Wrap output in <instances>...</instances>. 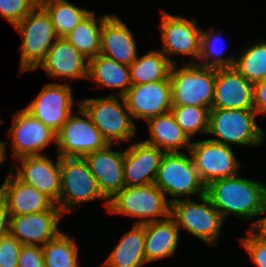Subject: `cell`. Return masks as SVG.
<instances>
[{
  "label": "cell",
  "instance_id": "1",
  "mask_svg": "<svg viewBox=\"0 0 266 267\" xmlns=\"http://www.w3.org/2000/svg\"><path fill=\"white\" fill-rule=\"evenodd\" d=\"M206 195L222 219L230 212L247 219L264 213L266 186L238 178V174L210 182L206 186Z\"/></svg>",
  "mask_w": 266,
  "mask_h": 267
},
{
  "label": "cell",
  "instance_id": "2",
  "mask_svg": "<svg viewBox=\"0 0 266 267\" xmlns=\"http://www.w3.org/2000/svg\"><path fill=\"white\" fill-rule=\"evenodd\" d=\"M170 70L171 104L199 106L211 110L214 98L216 68L188 64L176 71Z\"/></svg>",
  "mask_w": 266,
  "mask_h": 267
},
{
  "label": "cell",
  "instance_id": "3",
  "mask_svg": "<svg viewBox=\"0 0 266 267\" xmlns=\"http://www.w3.org/2000/svg\"><path fill=\"white\" fill-rule=\"evenodd\" d=\"M36 8L39 11L36 13ZM23 36L21 70H35L59 37L46 10L40 5L33 8L14 26ZM54 39L53 42H51Z\"/></svg>",
  "mask_w": 266,
  "mask_h": 267
},
{
  "label": "cell",
  "instance_id": "4",
  "mask_svg": "<svg viewBox=\"0 0 266 267\" xmlns=\"http://www.w3.org/2000/svg\"><path fill=\"white\" fill-rule=\"evenodd\" d=\"M108 212L143 218L137 224L155 222L156 216L171 215V202L153 183L146 186H125L108 201ZM150 217L149 219H144ZM152 217V218H151Z\"/></svg>",
  "mask_w": 266,
  "mask_h": 267
},
{
  "label": "cell",
  "instance_id": "5",
  "mask_svg": "<svg viewBox=\"0 0 266 267\" xmlns=\"http://www.w3.org/2000/svg\"><path fill=\"white\" fill-rule=\"evenodd\" d=\"M255 110L211 109L207 133L217 136L212 141L241 145H257L263 140L264 132L255 122ZM224 140V141H222Z\"/></svg>",
  "mask_w": 266,
  "mask_h": 267
},
{
  "label": "cell",
  "instance_id": "6",
  "mask_svg": "<svg viewBox=\"0 0 266 267\" xmlns=\"http://www.w3.org/2000/svg\"><path fill=\"white\" fill-rule=\"evenodd\" d=\"M119 97L126 111L123 110L115 95L101 99H86L80 104V108L90 117L108 144H111L114 139L116 141L130 139L136 129L124 96Z\"/></svg>",
  "mask_w": 266,
  "mask_h": 267
},
{
  "label": "cell",
  "instance_id": "7",
  "mask_svg": "<svg viewBox=\"0 0 266 267\" xmlns=\"http://www.w3.org/2000/svg\"><path fill=\"white\" fill-rule=\"evenodd\" d=\"M180 152L165 153L154 184L165 194L183 196L197 193L206 194V185L199 177L194 162Z\"/></svg>",
  "mask_w": 266,
  "mask_h": 267
},
{
  "label": "cell",
  "instance_id": "8",
  "mask_svg": "<svg viewBox=\"0 0 266 267\" xmlns=\"http://www.w3.org/2000/svg\"><path fill=\"white\" fill-rule=\"evenodd\" d=\"M60 178L59 208L65 213L76 203L106 199L83 157H60Z\"/></svg>",
  "mask_w": 266,
  "mask_h": 267
},
{
  "label": "cell",
  "instance_id": "9",
  "mask_svg": "<svg viewBox=\"0 0 266 267\" xmlns=\"http://www.w3.org/2000/svg\"><path fill=\"white\" fill-rule=\"evenodd\" d=\"M199 198L204 204L192 202L190 199H171V216L176 217L174 219L178 227L183 226L191 234L213 245L216 244L214 240L218 239L224 220L206 194Z\"/></svg>",
  "mask_w": 266,
  "mask_h": 267
},
{
  "label": "cell",
  "instance_id": "10",
  "mask_svg": "<svg viewBox=\"0 0 266 267\" xmlns=\"http://www.w3.org/2000/svg\"><path fill=\"white\" fill-rule=\"evenodd\" d=\"M79 113L88 119L70 114L56 133L59 157H83L108 145L90 117L81 108Z\"/></svg>",
  "mask_w": 266,
  "mask_h": 267
},
{
  "label": "cell",
  "instance_id": "11",
  "mask_svg": "<svg viewBox=\"0 0 266 267\" xmlns=\"http://www.w3.org/2000/svg\"><path fill=\"white\" fill-rule=\"evenodd\" d=\"M189 150L199 177L206 186L214 180L238 174L240 164L230 145L208 139L192 143Z\"/></svg>",
  "mask_w": 266,
  "mask_h": 267
},
{
  "label": "cell",
  "instance_id": "12",
  "mask_svg": "<svg viewBox=\"0 0 266 267\" xmlns=\"http://www.w3.org/2000/svg\"><path fill=\"white\" fill-rule=\"evenodd\" d=\"M70 88V85L65 84H47L25 109L57 133L72 114L73 99Z\"/></svg>",
  "mask_w": 266,
  "mask_h": 267
},
{
  "label": "cell",
  "instance_id": "13",
  "mask_svg": "<svg viewBox=\"0 0 266 267\" xmlns=\"http://www.w3.org/2000/svg\"><path fill=\"white\" fill-rule=\"evenodd\" d=\"M131 117L149 118L170 112L171 81L161 80L132 85L124 95Z\"/></svg>",
  "mask_w": 266,
  "mask_h": 267
},
{
  "label": "cell",
  "instance_id": "14",
  "mask_svg": "<svg viewBox=\"0 0 266 267\" xmlns=\"http://www.w3.org/2000/svg\"><path fill=\"white\" fill-rule=\"evenodd\" d=\"M108 144L103 149L83 156L91 174L95 177L98 188L108 201L125 187L124 152L112 151Z\"/></svg>",
  "mask_w": 266,
  "mask_h": 267
},
{
  "label": "cell",
  "instance_id": "15",
  "mask_svg": "<svg viewBox=\"0 0 266 267\" xmlns=\"http://www.w3.org/2000/svg\"><path fill=\"white\" fill-rule=\"evenodd\" d=\"M211 109L254 110L253 83L233 67L216 68Z\"/></svg>",
  "mask_w": 266,
  "mask_h": 267
},
{
  "label": "cell",
  "instance_id": "16",
  "mask_svg": "<svg viewBox=\"0 0 266 267\" xmlns=\"http://www.w3.org/2000/svg\"><path fill=\"white\" fill-rule=\"evenodd\" d=\"M59 206L39 213L10 216L9 233L22 245H45L61 232L57 229L61 213Z\"/></svg>",
  "mask_w": 266,
  "mask_h": 267
},
{
  "label": "cell",
  "instance_id": "17",
  "mask_svg": "<svg viewBox=\"0 0 266 267\" xmlns=\"http://www.w3.org/2000/svg\"><path fill=\"white\" fill-rule=\"evenodd\" d=\"M9 134L12 136L13 154L16 159L41 155L38 151L44 149L51 141H56V133L26 109L16 114Z\"/></svg>",
  "mask_w": 266,
  "mask_h": 267
},
{
  "label": "cell",
  "instance_id": "18",
  "mask_svg": "<svg viewBox=\"0 0 266 267\" xmlns=\"http://www.w3.org/2000/svg\"><path fill=\"white\" fill-rule=\"evenodd\" d=\"M161 32L163 54H185L200 57L201 31L196 21L162 13Z\"/></svg>",
  "mask_w": 266,
  "mask_h": 267
},
{
  "label": "cell",
  "instance_id": "19",
  "mask_svg": "<svg viewBox=\"0 0 266 267\" xmlns=\"http://www.w3.org/2000/svg\"><path fill=\"white\" fill-rule=\"evenodd\" d=\"M165 152L146 142H140L125 150V186L137 187L153 184Z\"/></svg>",
  "mask_w": 266,
  "mask_h": 267
},
{
  "label": "cell",
  "instance_id": "20",
  "mask_svg": "<svg viewBox=\"0 0 266 267\" xmlns=\"http://www.w3.org/2000/svg\"><path fill=\"white\" fill-rule=\"evenodd\" d=\"M18 160H22V168H18L16 176L59 204L60 157L58 156L56 165L43 155L25 156Z\"/></svg>",
  "mask_w": 266,
  "mask_h": 267
},
{
  "label": "cell",
  "instance_id": "21",
  "mask_svg": "<svg viewBox=\"0 0 266 267\" xmlns=\"http://www.w3.org/2000/svg\"><path fill=\"white\" fill-rule=\"evenodd\" d=\"M14 173L8 175L0 188V195L5 199L10 216L26 215L48 211L55 203L34 186H29Z\"/></svg>",
  "mask_w": 266,
  "mask_h": 267
},
{
  "label": "cell",
  "instance_id": "22",
  "mask_svg": "<svg viewBox=\"0 0 266 267\" xmlns=\"http://www.w3.org/2000/svg\"><path fill=\"white\" fill-rule=\"evenodd\" d=\"M85 58L65 37H59L38 66L50 77L88 78L89 63H85Z\"/></svg>",
  "mask_w": 266,
  "mask_h": 267
},
{
  "label": "cell",
  "instance_id": "23",
  "mask_svg": "<svg viewBox=\"0 0 266 267\" xmlns=\"http://www.w3.org/2000/svg\"><path fill=\"white\" fill-rule=\"evenodd\" d=\"M130 30L117 16H108L102 25L101 55L130 66L136 59V45Z\"/></svg>",
  "mask_w": 266,
  "mask_h": 267
},
{
  "label": "cell",
  "instance_id": "24",
  "mask_svg": "<svg viewBox=\"0 0 266 267\" xmlns=\"http://www.w3.org/2000/svg\"><path fill=\"white\" fill-rule=\"evenodd\" d=\"M144 229L147 263L173 255L178 244L179 227L171 215L165 217L163 221L145 223Z\"/></svg>",
  "mask_w": 266,
  "mask_h": 267
},
{
  "label": "cell",
  "instance_id": "25",
  "mask_svg": "<svg viewBox=\"0 0 266 267\" xmlns=\"http://www.w3.org/2000/svg\"><path fill=\"white\" fill-rule=\"evenodd\" d=\"M151 139L144 141L155 146L165 153L178 152V149L191 146L190 139L187 134L175 121L173 114L170 112L149 118L147 120Z\"/></svg>",
  "mask_w": 266,
  "mask_h": 267
},
{
  "label": "cell",
  "instance_id": "26",
  "mask_svg": "<svg viewBox=\"0 0 266 267\" xmlns=\"http://www.w3.org/2000/svg\"><path fill=\"white\" fill-rule=\"evenodd\" d=\"M144 245V224L135 223L131 231L124 234L119 244H117L102 266L141 267L144 263H147Z\"/></svg>",
  "mask_w": 266,
  "mask_h": 267
},
{
  "label": "cell",
  "instance_id": "27",
  "mask_svg": "<svg viewBox=\"0 0 266 267\" xmlns=\"http://www.w3.org/2000/svg\"><path fill=\"white\" fill-rule=\"evenodd\" d=\"M88 63V78L94 79L99 85L102 84L105 87L123 88L119 96H124L132 86L129 66L101 54L90 59Z\"/></svg>",
  "mask_w": 266,
  "mask_h": 267
},
{
  "label": "cell",
  "instance_id": "28",
  "mask_svg": "<svg viewBox=\"0 0 266 267\" xmlns=\"http://www.w3.org/2000/svg\"><path fill=\"white\" fill-rule=\"evenodd\" d=\"M173 62L161 51L152 50L138 58L129 66L132 85L148 82L170 80V70Z\"/></svg>",
  "mask_w": 266,
  "mask_h": 267
},
{
  "label": "cell",
  "instance_id": "29",
  "mask_svg": "<svg viewBox=\"0 0 266 267\" xmlns=\"http://www.w3.org/2000/svg\"><path fill=\"white\" fill-rule=\"evenodd\" d=\"M94 16L91 12L65 36L88 61L100 53L101 29L109 15H104L98 23Z\"/></svg>",
  "mask_w": 266,
  "mask_h": 267
},
{
  "label": "cell",
  "instance_id": "30",
  "mask_svg": "<svg viewBox=\"0 0 266 267\" xmlns=\"http://www.w3.org/2000/svg\"><path fill=\"white\" fill-rule=\"evenodd\" d=\"M41 6L49 14L58 37H65L91 13L66 0H42Z\"/></svg>",
  "mask_w": 266,
  "mask_h": 267
},
{
  "label": "cell",
  "instance_id": "31",
  "mask_svg": "<svg viewBox=\"0 0 266 267\" xmlns=\"http://www.w3.org/2000/svg\"><path fill=\"white\" fill-rule=\"evenodd\" d=\"M42 251L46 267H78V246L63 233L43 245Z\"/></svg>",
  "mask_w": 266,
  "mask_h": 267
},
{
  "label": "cell",
  "instance_id": "32",
  "mask_svg": "<svg viewBox=\"0 0 266 267\" xmlns=\"http://www.w3.org/2000/svg\"><path fill=\"white\" fill-rule=\"evenodd\" d=\"M234 67L249 82L266 79V42H261L245 50L236 60Z\"/></svg>",
  "mask_w": 266,
  "mask_h": 267
},
{
  "label": "cell",
  "instance_id": "33",
  "mask_svg": "<svg viewBox=\"0 0 266 267\" xmlns=\"http://www.w3.org/2000/svg\"><path fill=\"white\" fill-rule=\"evenodd\" d=\"M171 113L181 129L190 135L199 132H207L210 110L199 106L172 105Z\"/></svg>",
  "mask_w": 266,
  "mask_h": 267
},
{
  "label": "cell",
  "instance_id": "34",
  "mask_svg": "<svg viewBox=\"0 0 266 267\" xmlns=\"http://www.w3.org/2000/svg\"><path fill=\"white\" fill-rule=\"evenodd\" d=\"M213 39L215 41H213ZM211 41V42H210ZM220 41V37L214 36L213 33L201 32V43H200V57L206 61L213 55L216 57L214 61L207 63H202L199 66L205 67H214V68H224V67H233L236 59L234 58H219L223 54L222 50L216 47V44ZM222 49V48H221ZM220 50V51H219Z\"/></svg>",
  "mask_w": 266,
  "mask_h": 267
},
{
  "label": "cell",
  "instance_id": "35",
  "mask_svg": "<svg viewBox=\"0 0 266 267\" xmlns=\"http://www.w3.org/2000/svg\"><path fill=\"white\" fill-rule=\"evenodd\" d=\"M35 7L31 0H0V14L13 26L24 19Z\"/></svg>",
  "mask_w": 266,
  "mask_h": 267
},
{
  "label": "cell",
  "instance_id": "36",
  "mask_svg": "<svg viewBox=\"0 0 266 267\" xmlns=\"http://www.w3.org/2000/svg\"><path fill=\"white\" fill-rule=\"evenodd\" d=\"M22 244L10 233L0 239V267H18Z\"/></svg>",
  "mask_w": 266,
  "mask_h": 267
},
{
  "label": "cell",
  "instance_id": "37",
  "mask_svg": "<svg viewBox=\"0 0 266 267\" xmlns=\"http://www.w3.org/2000/svg\"><path fill=\"white\" fill-rule=\"evenodd\" d=\"M258 267H266V237L260 232L253 237L240 239Z\"/></svg>",
  "mask_w": 266,
  "mask_h": 267
},
{
  "label": "cell",
  "instance_id": "38",
  "mask_svg": "<svg viewBox=\"0 0 266 267\" xmlns=\"http://www.w3.org/2000/svg\"><path fill=\"white\" fill-rule=\"evenodd\" d=\"M18 267H46L42 245H22L18 258Z\"/></svg>",
  "mask_w": 266,
  "mask_h": 267
},
{
  "label": "cell",
  "instance_id": "39",
  "mask_svg": "<svg viewBox=\"0 0 266 267\" xmlns=\"http://www.w3.org/2000/svg\"><path fill=\"white\" fill-rule=\"evenodd\" d=\"M254 110L266 113V79L253 83Z\"/></svg>",
  "mask_w": 266,
  "mask_h": 267
},
{
  "label": "cell",
  "instance_id": "40",
  "mask_svg": "<svg viewBox=\"0 0 266 267\" xmlns=\"http://www.w3.org/2000/svg\"><path fill=\"white\" fill-rule=\"evenodd\" d=\"M9 215V216H8ZM10 214L5 199L0 195V239L9 233Z\"/></svg>",
  "mask_w": 266,
  "mask_h": 267
},
{
  "label": "cell",
  "instance_id": "41",
  "mask_svg": "<svg viewBox=\"0 0 266 267\" xmlns=\"http://www.w3.org/2000/svg\"><path fill=\"white\" fill-rule=\"evenodd\" d=\"M264 212H266V202L264 206ZM252 227H254L253 229H256V231L258 230L263 236L266 237V217L253 222Z\"/></svg>",
  "mask_w": 266,
  "mask_h": 267
},
{
  "label": "cell",
  "instance_id": "42",
  "mask_svg": "<svg viewBox=\"0 0 266 267\" xmlns=\"http://www.w3.org/2000/svg\"><path fill=\"white\" fill-rule=\"evenodd\" d=\"M2 120H0L1 122ZM5 145H6V142H1L0 141V164L3 162L4 159H6V156H5Z\"/></svg>",
  "mask_w": 266,
  "mask_h": 267
},
{
  "label": "cell",
  "instance_id": "43",
  "mask_svg": "<svg viewBox=\"0 0 266 267\" xmlns=\"http://www.w3.org/2000/svg\"><path fill=\"white\" fill-rule=\"evenodd\" d=\"M36 6H40L42 0H31Z\"/></svg>",
  "mask_w": 266,
  "mask_h": 267
}]
</instances>
